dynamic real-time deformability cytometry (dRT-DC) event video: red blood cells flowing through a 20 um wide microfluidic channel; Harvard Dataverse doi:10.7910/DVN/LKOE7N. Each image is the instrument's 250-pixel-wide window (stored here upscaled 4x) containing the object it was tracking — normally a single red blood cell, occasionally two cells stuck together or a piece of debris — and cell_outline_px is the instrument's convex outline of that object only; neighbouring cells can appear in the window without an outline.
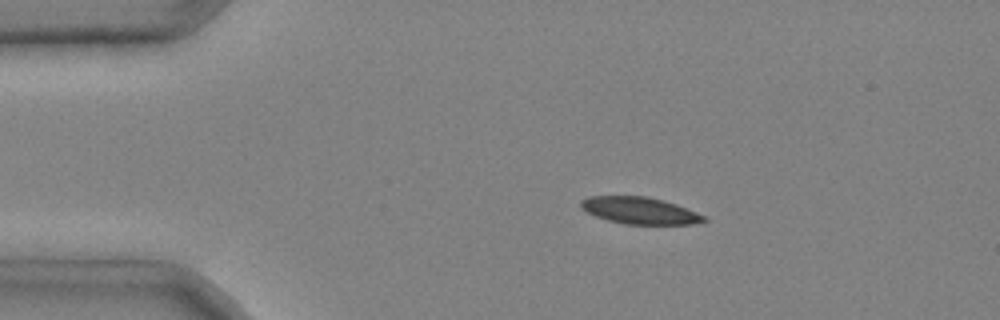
{"species": "common noctule bat (a hibernating species)", "species_latin": "Nyctalus noctula", "temperature_condition": "cold", "stored_images_in_passage": 3, "camera_frame_rate_fps": 3000, "um_per_image_px": 0.085, "animal": {"sex": "male", "body_mass_g": 20.4}, "frame": {"image": 1, "passage_image": 2, "time_ms": 0.333, "image_size_px": [1000, 320], "cell_outline_px": [[708, 220], [692, 224], [624, 224], [608, 220], [596, 216], [588, 212], [580, 204], [580, 200], [588, 196], [648, 196], [676, 204], [696, 212], [704, 216]], "centroid_in_image_um": [54.37, 17.89], "position_along_channel_um": 30.6, "area_um2": 19.07}}